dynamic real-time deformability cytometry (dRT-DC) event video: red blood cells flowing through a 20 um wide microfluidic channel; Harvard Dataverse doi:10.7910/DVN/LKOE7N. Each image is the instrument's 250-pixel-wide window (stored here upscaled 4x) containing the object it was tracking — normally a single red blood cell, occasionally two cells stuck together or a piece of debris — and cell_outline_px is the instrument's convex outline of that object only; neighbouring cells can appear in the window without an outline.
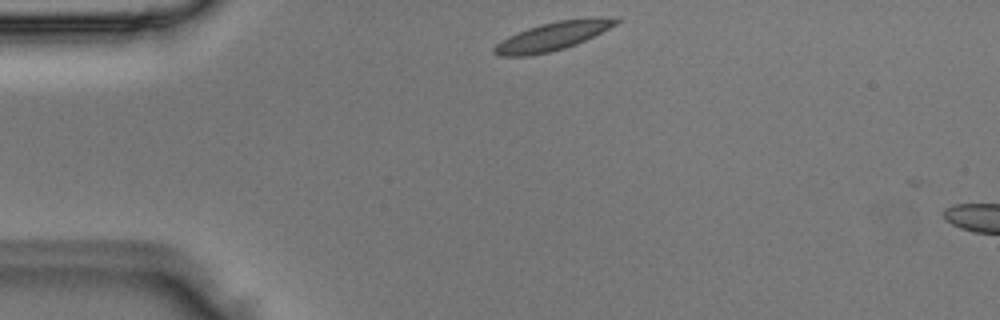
{"species": "Egyptian fruit bat (a non-hibernating species)", "species_latin": "Rousettus aegyptiacus", "temperature_condition": "room temperature", "stored_images_in_passage": 2, "camera_frame_rate_fps": 3000, "um_per_image_px": 0.085, "animal": {"sex": "male"}, "frame": {"image": 1, "passage_image": 1, "time_ms": 0.0, "image_size_px": [1000, 320], "cell_outline_px": [[620, 20], [616, 24], [576, 44], [564, 48], [548, 52], [528, 56], [500, 56], [492, 52], [492, 48], [496, 44], [508, 36], [528, 28], [540, 24], [556, 20]], "centroid_in_image_um": [46.75, 3.14], "position_along_channel_um": 38.2, "area_um2": 19.02}}